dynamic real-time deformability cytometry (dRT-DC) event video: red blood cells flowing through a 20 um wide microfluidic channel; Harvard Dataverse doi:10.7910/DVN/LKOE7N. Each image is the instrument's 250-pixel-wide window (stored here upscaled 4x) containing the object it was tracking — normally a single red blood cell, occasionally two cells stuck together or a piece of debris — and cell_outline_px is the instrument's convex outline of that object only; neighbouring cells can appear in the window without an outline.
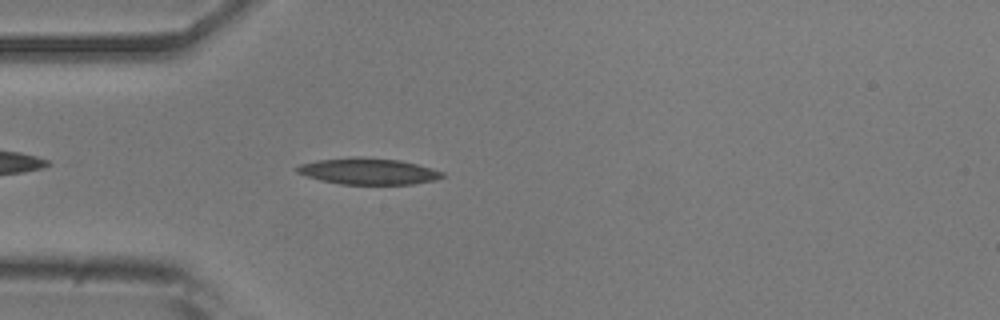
{"species": "common noctule bat (a hibernating species)", "species_latin": "Nyctalus noctula", "temperature_condition": "room temperature", "stored_images_in_passage": 42, "camera_frame_rate_fps": 3000, "um_per_image_px": 0.085, "animal": {"sex": "male", "body_mass_g": 20.5, "forearm_length_mm": 52.5}, "frame": {"image": 1, "passage_image": 4, "time_ms": 1.0, "image_size_px": [1000, 320], "cell_outline_px": [[444, 176], [436, 180], [412, 184], [340, 184], [320, 180], [296, 172], [292, 168], [300, 164], [316, 160], [352, 156], [364, 156], [400, 160], [416, 164], [444, 172]], "centroid_in_image_um": [31.26, 14.54], "position_along_channel_um": 53.7, "area_um2": 22.54}}
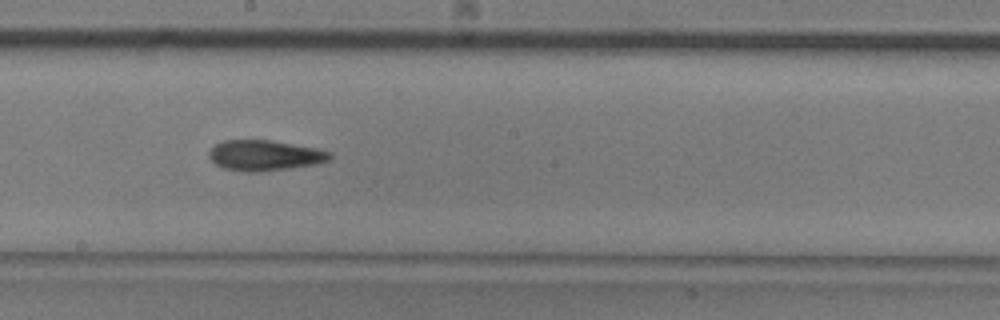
{"frame": {"image": 2, "passage_image": 18, "time_ms": 5.667, "image_size_px": [1000, 320], "cell_outline_px": [[332, 156], [328, 160], [320, 164], [260, 172], [244, 172], [224, 168], [216, 164], [208, 156], [208, 152], [216, 144], [224, 140], [272, 140], [316, 148], [332, 152]], "centroid_in_image_um": [22.52, 13.21], "position_along_channel_um": 225.7, "area_um2": 21.62}}
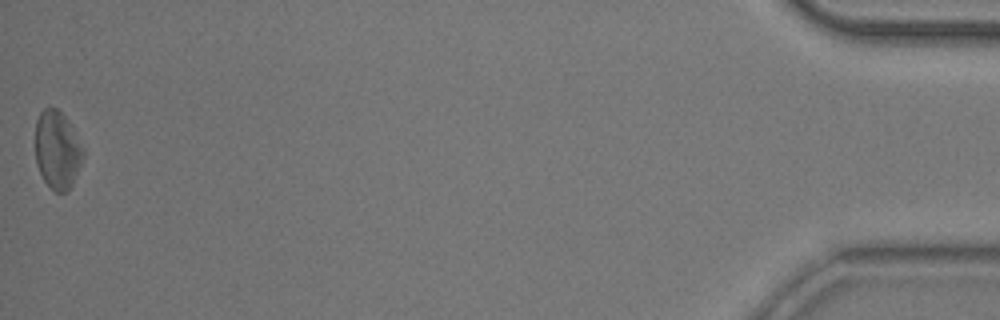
{"frame": {"image": 3, "passage_image": 42, "time_ms": 13.667, "image_size_px": [1000, 320], "cell_outline_px": [[84, 156], [72, 184], [64, 192], [56, 192], [44, 180], [36, 164], [36, 120], [40, 112], [44, 108], [56, 108], [64, 116], [84, 148]], "centroid_in_image_um": [4.86, 12.74], "position_along_channel_um": 430.3, "area_um2": 21.33}, "authors_computed_cell_mechanics": {"area_um2": 21.2704, "velocity_mm_per_s": 3.7862, "shape_relaxation_time_tau1_ms": 3.2628, "shape_relaxation_time_tau2_ms": 8.2273, "deformation_change_tau1": 0.1347, "deformation_change_tau2": 0.1979}}